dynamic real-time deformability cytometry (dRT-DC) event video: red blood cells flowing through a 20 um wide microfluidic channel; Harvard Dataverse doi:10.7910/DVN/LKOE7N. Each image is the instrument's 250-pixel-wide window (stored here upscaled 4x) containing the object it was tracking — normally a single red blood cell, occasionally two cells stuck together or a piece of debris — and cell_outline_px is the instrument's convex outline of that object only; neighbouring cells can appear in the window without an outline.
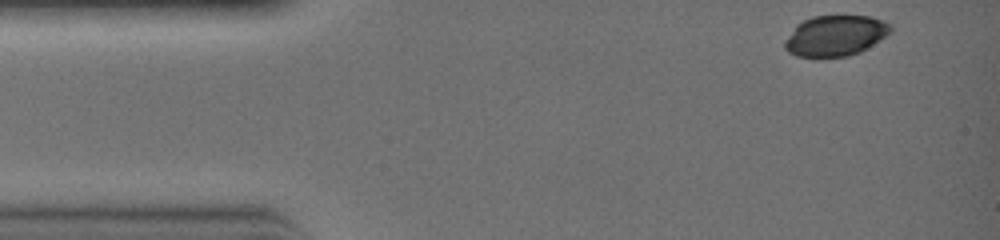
{"species": "common noctule bat (a hibernating species)", "species_latin": "Nyctalus noctula", "temperature_condition": "warm", "stored_images_in_passage": 5, "camera_frame_rate_fps": 3000, "um_per_image_px": 0.085, "animal": {"sex": "female", "body_mass_g": 19.0, "forearm_length_mm": 51.5}, "frame": {"image": 1, "passage_image": 1, "time_ms": 0.0, "image_size_px": [1000, 240], "cell_outline_px": [[892, 32], [860, 52], [848, 56], [796, 56], [788, 52], [784, 48], [784, 40], [796, 24], [812, 16], [872, 16], [888, 24], [892, 28]], "centroid_in_image_um": [70.98, 3.02], "position_along_channel_um": 14.0, "area_um2": 24.91}}
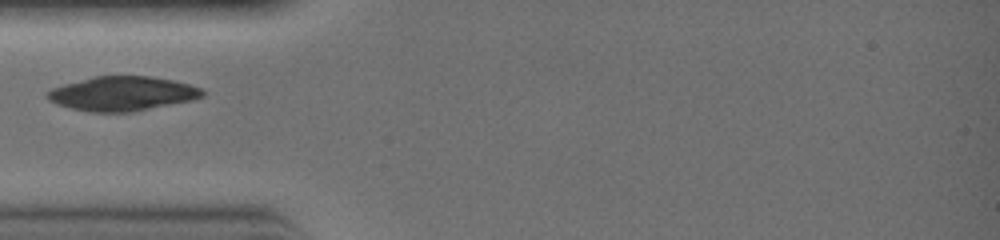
{"frame": {"image": 2, "passage_image": 4, "time_ms": 1.0, "image_size_px": [1000, 240], "cell_outline_px": [[204, 96], [192, 100], [132, 112], [92, 112], [72, 108], [56, 104], [48, 100], [44, 96], [44, 92], [52, 88], [64, 84], [92, 76], [148, 76], [172, 80], [188, 84], [200, 88], [204, 92]], "centroid_in_image_um": [10.34, 7.96], "position_along_channel_um": 74.7, "area_um2": 31.04}}